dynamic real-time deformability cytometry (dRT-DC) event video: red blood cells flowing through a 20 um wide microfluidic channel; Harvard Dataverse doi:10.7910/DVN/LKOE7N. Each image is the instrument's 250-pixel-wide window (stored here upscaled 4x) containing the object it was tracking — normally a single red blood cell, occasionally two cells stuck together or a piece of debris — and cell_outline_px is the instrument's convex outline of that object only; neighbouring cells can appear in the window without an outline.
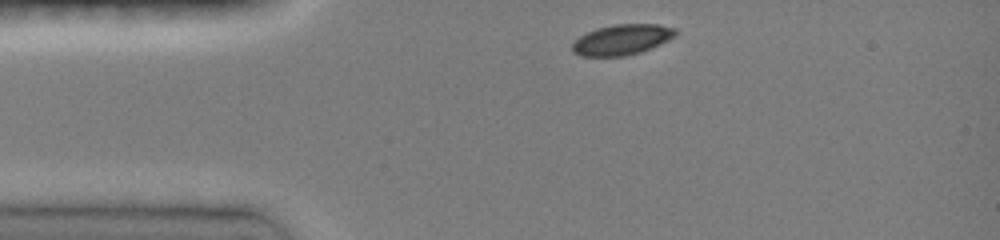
{"species": "common noctule bat (a hibernating species)", "species_latin": "Nyctalus noctula", "temperature_condition": "room temperature", "stored_images_in_passage": 31, "camera_frame_rate_fps": 3000, "um_per_image_px": 0.085, "animal": {"sex": "female", "body_mass_g": 19.0, "forearm_length_mm": 51.5}, "frame": {"image": 1, "passage_image": 1, "time_ms": 0.0, "image_size_px": [1000, 240], "cell_outline_px": [[676, 36], [660, 44], [640, 52], [624, 56], [580, 56], [572, 52], [572, 44], [580, 36], [596, 28], [616, 24], [656, 24], [676, 28]], "centroid_in_image_um": [52.86, 3.37], "position_along_channel_um": 32.1, "area_um2": 18.26}}
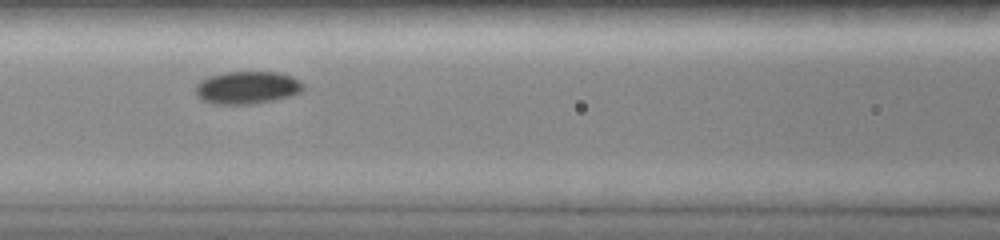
{"frame": {"image": 2, "passage_image": 11, "time_ms": 3.667, "image_size_px": [1000, 240], "cell_outline_px": [[304, 88], [300, 92], [292, 96], [252, 104], [216, 104], [200, 100], [196, 96], [196, 84], [200, 80], [224, 72], [280, 72], [292, 76], [300, 80], [304, 84]], "centroid_in_image_um": [21.02, 7.45], "position_along_channel_um": 145.6, "area_um2": 20.63}}
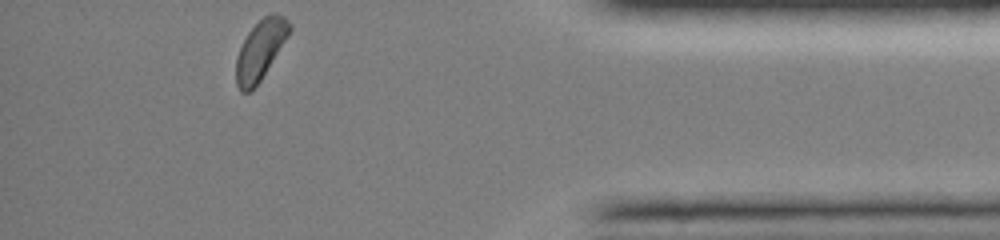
{"frame": {"image": 3, "passage_image": 31, "time_ms": 11.0, "image_size_px": [1000, 240], "cell_outline_px": [[292, 28], [288, 36], [260, 80], [248, 92], [240, 92], [236, 84], [236, 56], [248, 32], [264, 16], [272, 12], [276, 12], [284, 16], [292, 24]], "centroid_in_image_um": [22.14, 4.2], "position_along_channel_um": 413.1, "area_um2": 18.26}, "authors_computed_cell_mechanics": {"area_um2": 19.0162, "velocity_mm_per_s": 4.0096, "shape_relaxation_time_tau1_ms": 1.7989, "shape_relaxation_time_tau2_ms": null, "deformation_change_tau1": 0.063, "deformation_change_tau2": null}}